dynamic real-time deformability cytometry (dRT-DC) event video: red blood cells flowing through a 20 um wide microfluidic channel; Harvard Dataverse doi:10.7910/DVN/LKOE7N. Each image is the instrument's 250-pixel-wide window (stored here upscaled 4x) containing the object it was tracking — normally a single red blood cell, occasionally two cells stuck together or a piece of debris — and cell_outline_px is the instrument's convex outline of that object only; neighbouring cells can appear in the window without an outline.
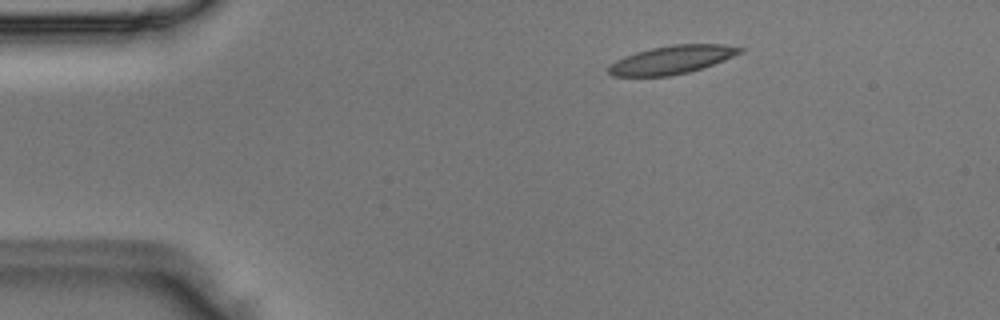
{"species": "Egyptian fruit bat (a non-hibernating species)", "species_latin": "Rousettus aegyptiacus", "temperature_condition": "room temperature", "stored_images_in_passage": 4, "camera_frame_rate_fps": 3000, "um_per_image_px": 0.085, "animal": {"sex": "male"}, "frame": {"image": 1, "passage_image": 2, "time_ms": 0.333, "image_size_px": [1000, 320], "cell_outline_px": [[744, 52], [712, 64], [688, 72], [668, 76], [612, 76], [608, 72], [608, 68], [616, 60], [624, 56], [636, 52], [652, 48], [672, 44], [724, 44], [744, 48]], "centroid_in_image_um": [57.11, 5.07], "position_along_channel_um": 27.9, "area_um2": 21.44}}